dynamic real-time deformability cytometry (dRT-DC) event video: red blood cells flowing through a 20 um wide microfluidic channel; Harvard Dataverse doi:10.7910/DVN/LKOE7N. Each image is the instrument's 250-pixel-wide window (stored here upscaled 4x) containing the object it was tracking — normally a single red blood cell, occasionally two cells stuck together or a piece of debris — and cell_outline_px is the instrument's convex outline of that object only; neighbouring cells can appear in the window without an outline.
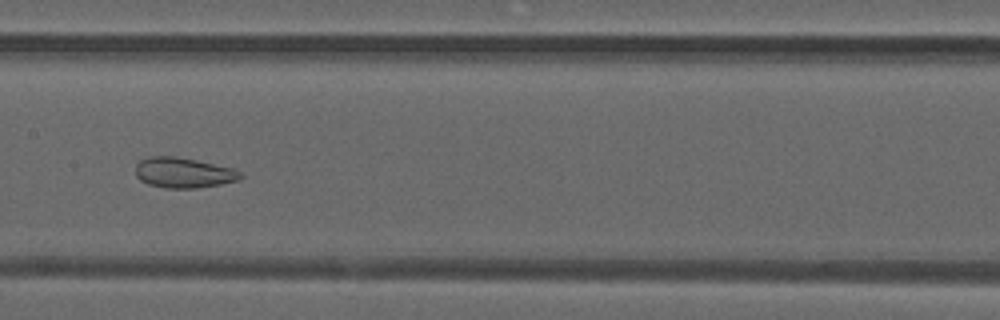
{"species": "common noctule bat (a hibernating species)", "species_latin": "Nyctalus noctula", "temperature_condition": "warm", "stored_images_in_passage": 41, "camera_frame_rate_fps": 3000, "um_per_image_px": 0.085, "animal": {"sex": "male", "forearm_length_mm": 52.5}, "frame": {"image": 1, "passage_image": 24, "time_ms": 7.667, "image_size_px": [1000, 320], "cell_outline_px": [[244, 176], [240, 180], [220, 184], [196, 188], [164, 188], [148, 184], [140, 180], [136, 176], [136, 164], [140, 160], [148, 156], [176, 156], [196, 160], [232, 168], [240, 172]], "centroid_in_image_um": [15.58, 14.68], "position_along_channel_um": 191.8, "area_um2": 18.61}}
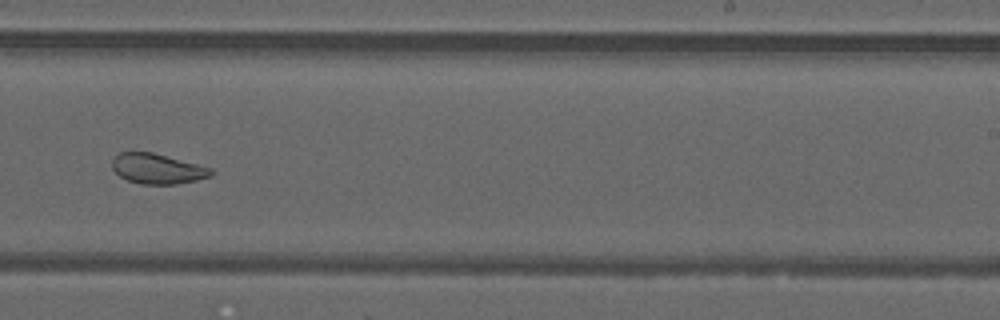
{"frame": {"image": 2, "passage_image": 30, "time_ms": 9.667, "image_size_px": [1000, 320], "cell_outline_px": [[216, 172], [212, 176], [196, 180], [176, 184], [140, 184], [128, 180], [120, 176], [112, 168], [112, 160], [120, 152], [152, 152], [212, 168]], "centroid_in_image_um": [13.41, 14.35], "position_along_channel_um": 275.6, "area_um2": 17.34}}
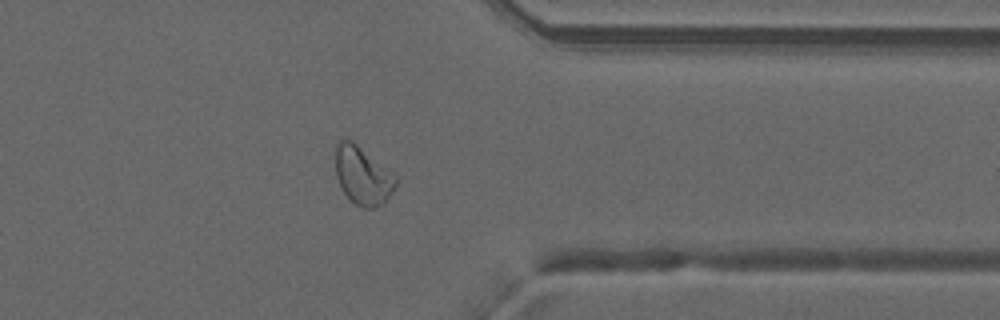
{"frame": {"image": 3, "passage_image": 38, "time_ms": 12.333, "image_size_px": [1000, 320], "cell_outline_px": [[396, 184], [392, 192], [384, 204], [372, 208], [364, 208], [356, 204], [344, 192], [336, 176], [336, 144], [344, 136], [352, 140], [396, 176]], "centroid_in_image_um": [30.82, 14.91], "position_along_channel_um": 380.6, "area_um2": 20.17}, "authors_computed_cell_mechanics": {"area_um2": 22.0796, "velocity_mm_per_s": 4.2164, "shape_relaxation_time_tau1_ms": null, "shape_relaxation_time_tau2_ms": 1.6619, "deformation_change_tau1": null, "deformation_change_tau2": 0.0887}}